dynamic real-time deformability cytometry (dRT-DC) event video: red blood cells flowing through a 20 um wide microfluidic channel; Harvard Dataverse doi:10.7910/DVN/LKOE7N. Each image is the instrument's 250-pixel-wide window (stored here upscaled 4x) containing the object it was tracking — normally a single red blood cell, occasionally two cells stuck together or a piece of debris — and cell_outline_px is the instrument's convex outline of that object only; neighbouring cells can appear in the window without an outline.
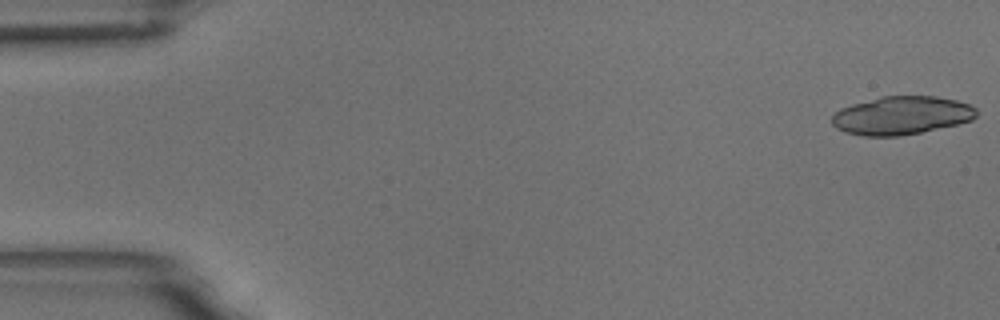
{"species": "common noctule bat (a hibernating species)", "species_latin": "Nyctalus noctula", "temperature_condition": "room temperature", "stored_images_in_passage": 4, "camera_frame_rate_fps": 3000, "um_per_image_px": 0.085, "animal": {"sex": "male", "body_mass_g": 18.8}, "frame": {"image": 1, "passage_image": 1, "time_ms": 0.0, "image_size_px": [1000, 320], "cell_outline_px": [[976, 116], [972, 120], [956, 124], [920, 132], [900, 136], [864, 136], [844, 132], [836, 128], [832, 124], [832, 116], [840, 108], [852, 104], [880, 96], [936, 96], [956, 100], [968, 104], [976, 108]], "centroid_in_image_um": [76.6, 9.81], "position_along_channel_um": 8.4, "area_um2": 32.19}}